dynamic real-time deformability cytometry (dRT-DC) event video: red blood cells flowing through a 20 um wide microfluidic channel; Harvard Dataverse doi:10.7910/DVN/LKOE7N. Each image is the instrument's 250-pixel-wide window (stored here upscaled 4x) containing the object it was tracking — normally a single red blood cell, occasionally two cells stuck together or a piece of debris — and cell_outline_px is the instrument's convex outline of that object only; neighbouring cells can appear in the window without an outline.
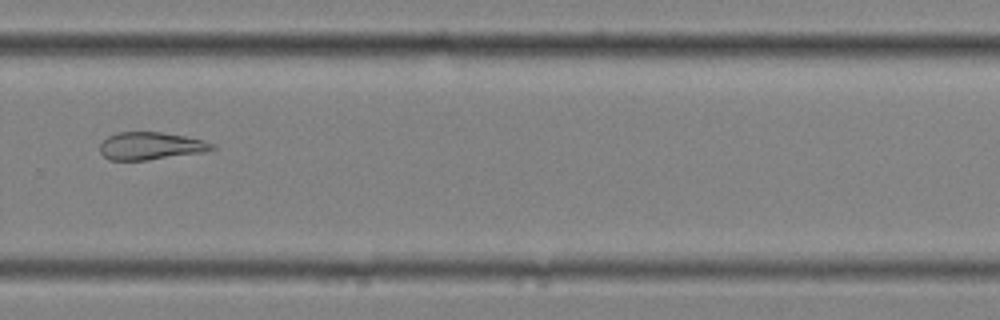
{"species": "common noctule bat (a hibernating species)", "species_latin": "Nyctalus noctula", "temperature_condition": "cold", "stored_images_in_passage": 14, "camera_frame_rate_fps": 3000, "um_per_image_px": 0.085, "animal": {"sex": "female", "body_mass_g": 25.1}, "frame": {"image": 1, "passage_image": 11, "time_ms": 3.333, "image_size_px": [1000, 320], "cell_outline_px": [[216, 148], [204, 152], [148, 160], [108, 160], [100, 152], [100, 144], [108, 136], [116, 132], [160, 132], [184, 136], [204, 140], [216, 144]], "centroid_in_image_um": [12.82, 12.4], "position_along_channel_um": 317.0, "area_um2": 18.09}}